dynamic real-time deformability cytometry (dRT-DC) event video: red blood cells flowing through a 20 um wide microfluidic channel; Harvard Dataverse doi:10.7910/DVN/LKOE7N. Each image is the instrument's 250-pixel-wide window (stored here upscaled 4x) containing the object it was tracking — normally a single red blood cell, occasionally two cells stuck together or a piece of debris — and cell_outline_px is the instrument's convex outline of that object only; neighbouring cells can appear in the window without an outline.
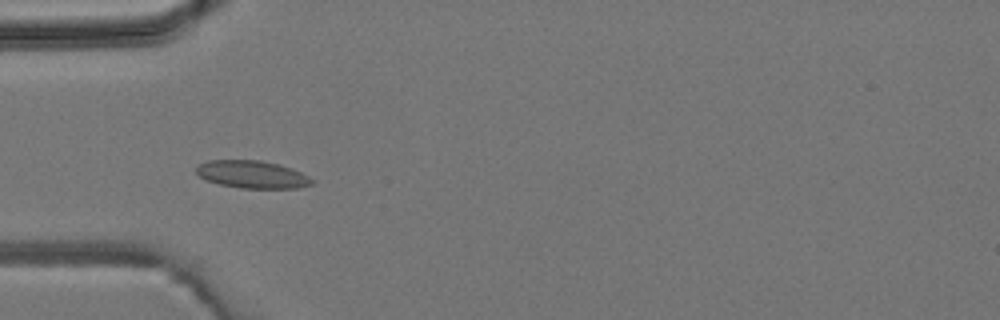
{"species": "common noctule bat (a hibernating species)", "species_latin": "Nyctalus noctula", "temperature_condition": "room temperature", "stored_images_in_passage": 6, "camera_frame_rate_fps": 3000, "um_per_image_px": 0.085, "animal": {"sex": "male", "body_mass_g": 19.2, "forearm_length_mm": 51.8}, "frame": {"image": 1, "passage_image": 5, "time_ms": 4.667, "image_size_px": [1000, 320], "cell_outline_px": [[312, 184], [300, 188], [240, 188], [220, 184], [204, 180], [196, 172], [196, 168], [200, 164], [208, 160], [260, 160], [280, 164], [292, 168], [308, 176], [312, 180]], "centroid_in_image_um": [21.43, 14.82], "position_along_channel_um": 63.6, "area_um2": 18.61}}
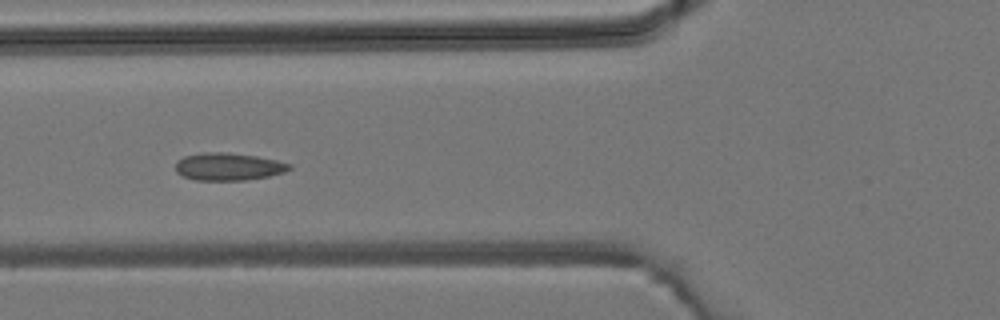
{"frame": {"image": 2, "passage_image": 6, "time_ms": 5.667, "image_size_px": [1000, 320], "cell_outline_px": [[292, 168], [284, 172], [268, 176], [248, 180], [196, 180], [184, 176], [176, 172], [176, 164], [184, 156], [204, 152], [224, 152], [256, 156], [276, 160], [292, 164]], "centroid_in_image_um": [19.44, 14.16], "position_along_channel_um": 106.4, "area_um2": 18.15}}